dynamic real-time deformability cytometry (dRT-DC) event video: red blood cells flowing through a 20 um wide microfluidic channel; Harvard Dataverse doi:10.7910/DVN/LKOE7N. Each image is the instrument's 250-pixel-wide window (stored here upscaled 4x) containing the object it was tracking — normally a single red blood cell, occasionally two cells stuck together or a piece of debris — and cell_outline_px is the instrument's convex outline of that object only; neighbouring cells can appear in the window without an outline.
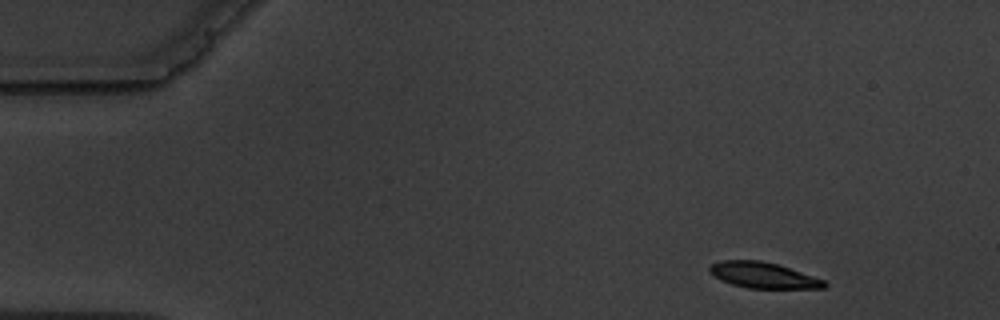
{"species": "common noctule bat (a hibernating species)", "species_latin": "Nyctalus noctula", "temperature_condition": "warm", "stored_images_in_passage": 4, "camera_frame_rate_fps": 3000, "um_per_image_px": 0.085, "animal": {"sex": "male", "body_mass_g": 19.5, "forearm_length_mm": 54.6}, "frame": {"image": 1, "passage_image": 1, "time_ms": 0.0, "image_size_px": [1000, 320], "cell_outline_px": [[828, 284], [824, 288], [748, 288], [732, 284], [720, 280], [708, 272], [708, 268], [712, 264], [720, 260], [760, 260], [776, 264], [824, 280]], "centroid_in_image_um": [64.81, 23.39], "position_along_channel_um": 20.2, "area_um2": 17.11}}